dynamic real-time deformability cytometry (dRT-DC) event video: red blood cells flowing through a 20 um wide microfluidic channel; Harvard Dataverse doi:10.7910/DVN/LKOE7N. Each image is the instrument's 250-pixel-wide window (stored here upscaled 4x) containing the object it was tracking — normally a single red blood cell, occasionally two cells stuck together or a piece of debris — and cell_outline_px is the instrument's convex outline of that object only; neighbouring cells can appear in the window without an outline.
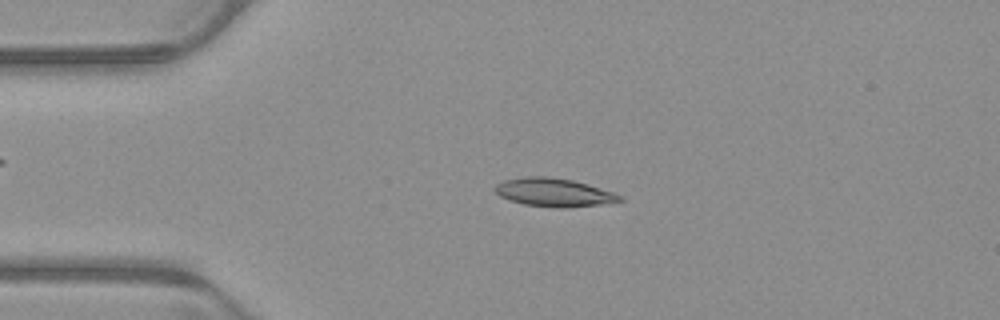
{"species": "common noctule bat (a hibernating species)", "species_latin": "Nyctalus noctula", "temperature_condition": "warm", "stored_images_in_passage": 51, "camera_frame_rate_fps": 3000, "um_per_image_px": 0.085, "animal": {"sex": "male", "body_mass_g": 23.1, "forearm_length_mm": 52.7}, "frame": {"image": 1, "passage_image": 11, "time_ms": 3.333, "image_size_px": [1000, 320], "cell_outline_px": [[624, 200], [600, 204], [568, 208], [556, 208], [524, 204], [500, 196], [492, 188], [496, 184], [504, 180], [524, 176], [548, 176], [572, 180], [588, 184], [624, 196]], "centroid_in_image_um": [47.07, 16.35], "position_along_channel_um": 37.9, "area_um2": 20.63}}
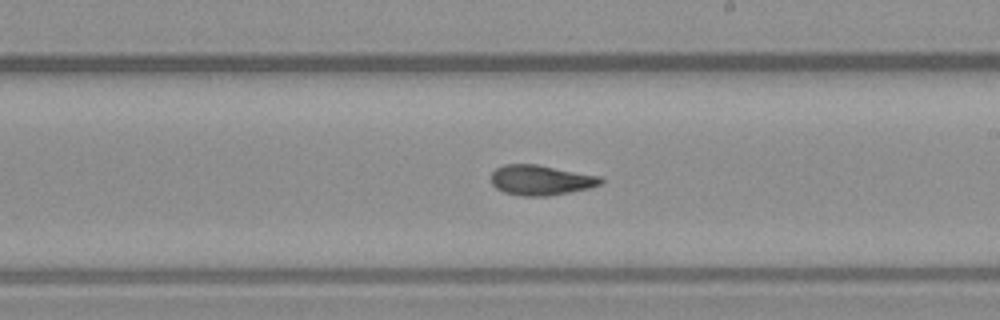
{"frame": {"image": 2, "passage_image": 29, "time_ms": 9.333, "image_size_px": [1000, 320], "cell_outline_px": [[604, 180], [600, 184], [588, 188], [548, 196], [524, 196], [504, 192], [496, 188], [492, 184], [492, 172], [496, 168], [504, 164], [536, 164], [600, 176]], "centroid_in_image_um": [45.95, 15.3], "position_along_channel_um": 243.1, "area_um2": 19.07}}
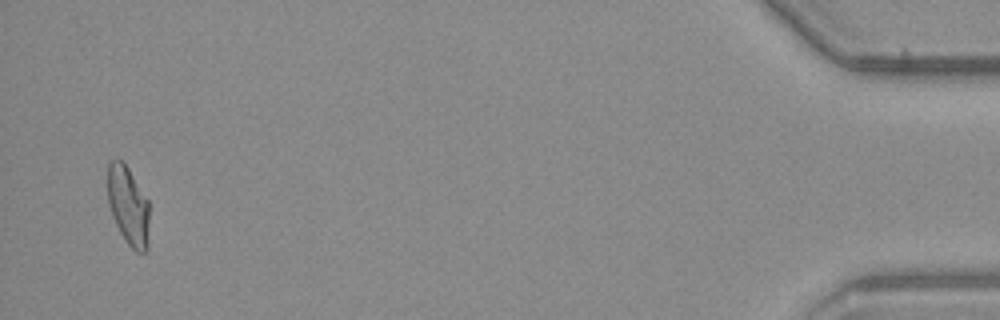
{"frame": {"image": 3, "passage_image": 50, "time_ms": 16.333, "image_size_px": [1000, 320], "cell_outline_px": [[148, 248], [144, 252], [136, 252], [128, 244], [120, 232], [116, 224], [108, 200], [108, 164], [112, 160], [124, 160], [148, 200]], "centroid_in_image_um": [10.91, 17.46], "position_along_channel_um": 424.3, "area_um2": 18.96}, "authors_computed_cell_mechanics": {"area_um2": 19.3052, "velocity_mm_per_s": 3.9211, "shape_relaxation_time_tau1_ms": null, "shape_relaxation_time_tau2_ms": 2.9992, "deformation_change_tau1": null, "deformation_change_tau2": 0.1013}}